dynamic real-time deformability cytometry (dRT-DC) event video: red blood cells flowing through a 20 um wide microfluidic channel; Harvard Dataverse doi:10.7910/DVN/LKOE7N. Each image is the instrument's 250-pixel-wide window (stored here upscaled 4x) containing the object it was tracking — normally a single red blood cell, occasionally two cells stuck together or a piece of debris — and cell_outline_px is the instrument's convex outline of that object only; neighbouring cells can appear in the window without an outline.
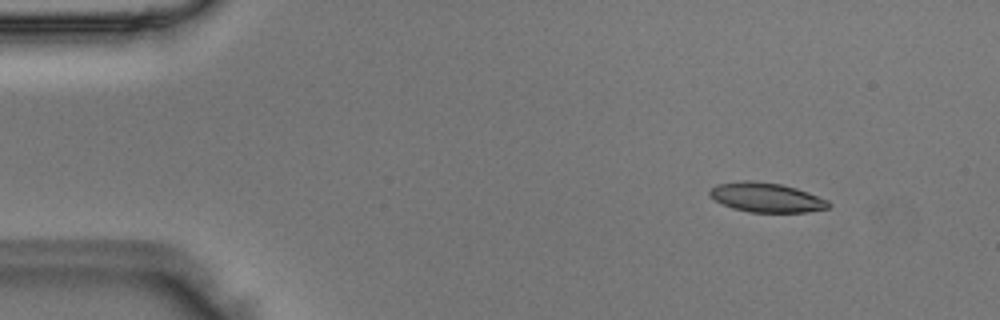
{"species": "Egyptian fruit bat (a non-hibernating species)", "species_latin": "Rousettus aegyptiacus", "temperature_condition": "room temperature", "stored_images_in_passage": 50, "camera_frame_rate_fps": 3000, "um_per_image_px": 0.085, "animal": {"sex": "male"}, "frame": {"image": 1, "passage_image": 6, "time_ms": 1.667, "image_size_px": [1000, 320], "cell_outline_px": [[832, 204], [828, 208], [808, 212], [748, 212], [732, 208], [716, 200], [708, 192], [716, 184], [744, 180], [752, 180], [780, 184], [796, 188], [828, 200]], "centroid_in_image_um": [65.16, 16.78], "position_along_channel_um": 19.8, "area_um2": 20.29}}
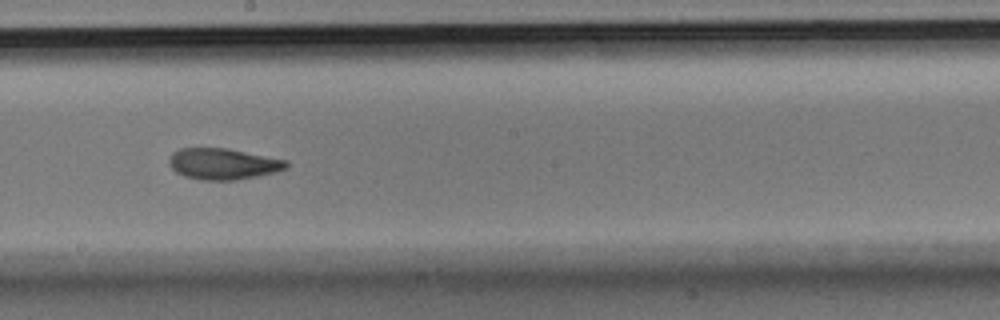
{"frame": {"image": 2, "passage_image": 28, "time_ms": 9.0, "image_size_px": [1000, 320], "cell_outline_px": [[288, 168], [276, 172], [236, 180], [200, 180], [184, 176], [176, 172], [168, 164], [168, 160], [172, 152], [180, 148], [228, 148], [288, 160]], "centroid_in_image_um": [18.96, 13.92], "position_along_channel_um": 229.2, "area_um2": 21.5}}
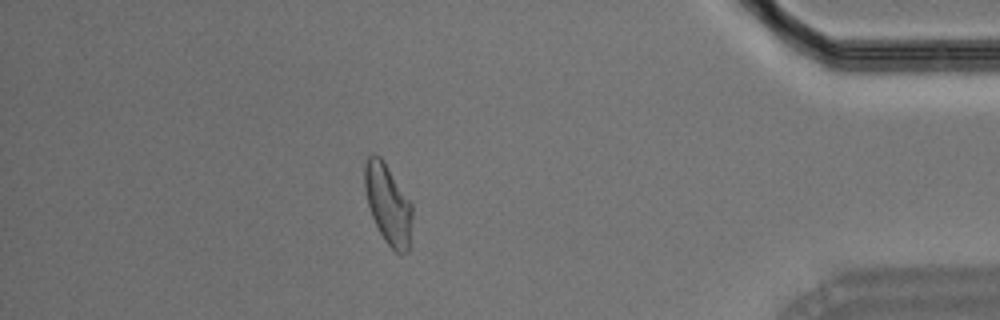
{"frame": {"image": 3, "passage_image": 44, "time_ms": 14.333, "image_size_px": [1000, 320], "cell_outline_px": [[412, 216], [408, 252], [396, 252], [384, 240], [372, 216], [368, 204], [364, 188], [364, 164], [368, 156], [372, 152], [380, 156], [384, 160], [412, 204]], "centroid_in_image_um": [32.96, 17.29], "position_along_channel_um": 402.2, "area_um2": 22.08}}